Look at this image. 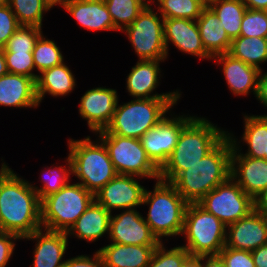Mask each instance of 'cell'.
I'll return each mask as SVG.
<instances>
[{
  "label": "cell",
  "mask_w": 267,
  "mask_h": 267,
  "mask_svg": "<svg viewBox=\"0 0 267 267\" xmlns=\"http://www.w3.org/2000/svg\"><path fill=\"white\" fill-rule=\"evenodd\" d=\"M46 38L42 33L32 51L35 69L39 73L64 62V56L55 41Z\"/></svg>",
  "instance_id": "836d02e7"
},
{
  "label": "cell",
  "mask_w": 267,
  "mask_h": 267,
  "mask_svg": "<svg viewBox=\"0 0 267 267\" xmlns=\"http://www.w3.org/2000/svg\"><path fill=\"white\" fill-rule=\"evenodd\" d=\"M180 267H203V256L189 255Z\"/></svg>",
  "instance_id": "c3c4849f"
},
{
  "label": "cell",
  "mask_w": 267,
  "mask_h": 267,
  "mask_svg": "<svg viewBox=\"0 0 267 267\" xmlns=\"http://www.w3.org/2000/svg\"><path fill=\"white\" fill-rule=\"evenodd\" d=\"M240 36L267 38V11L247 8L242 19Z\"/></svg>",
  "instance_id": "74e56055"
},
{
  "label": "cell",
  "mask_w": 267,
  "mask_h": 267,
  "mask_svg": "<svg viewBox=\"0 0 267 267\" xmlns=\"http://www.w3.org/2000/svg\"><path fill=\"white\" fill-rule=\"evenodd\" d=\"M35 82L39 105L45 94L52 97L67 96L76 85L74 74L64 62L39 73Z\"/></svg>",
  "instance_id": "83f0119b"
},
{
  "label": "cell",
  "mask_w": 267,
  "mask_h": 267,
  "mask_svg": "<svg viewBox=\"0 0 267 267\" xmlns=\"http://www.w3.org/2000/svg\"><path fill=\"white\" fill-rule=\"evenodd\" d=\"M227 133L207 118L194 116L183 127L176 147L159 170V179L171 183L182 171L207 155Z\"/></svg>",
  "instance_id": "3957f363"
},
{
  "label": "cell",
  "mask_w": 267,
  "mask_h": 267,
  "mask_svg": "<svg viewBox=\"0 0 267 267\" xmlns=\"http://www.w3.org/2000/svg\"><path fill=\"white\" fill-rule=\"evenodd\" d=\"M114 23L115 31H123L144 9L138 0H104Z\"/></svg>",
  "instance_id": "d6a6232c"
},
{
  "label": "cell",
  "mask_w": 267,
  "mask_h": 267,
  "mask_svg": "<svg viewBox=\"0 0 267 267\" xmlns=\"http://www.w3.org/2000/svg\"><path fill=\"white\" fill-rule=\"evenodd\" d=\"M180 98H133L130 102L117 103L109 126L97 134H116L140 139L149 129L154 128ZM170 109V110H169Z\"/></svg>",
  "instance_id": "5b68a950"
},
{
  "label": "cell",
  "mask_w": 267,
  "mask_h": 267,
  "mask_svg": "<svg viewBox=\"0 0 267 267\" xmlns=\"http://www.w3.org/2000/svg\"><path fill=\"white\" fill-rule=\"evenodd\" d=\"M41 201L30 182L2 162L0 168L1 231L21 239L42 228Z\"/></svg>",
  "instance_id": "6da1fadb"
},
{
  "label": "cell",
  "mask_w": 267,
  "mask_h": 267,
  "mask_svg": "<svg viewBox=\"0 0 267 267\" xmlns=\"http://www.w3.org/2000/svg\"><path fill=\"white\" fill-rule=\"evenodd\" d=\"M153 191L145 190L141 205H149L144 221L162 243L164 237L181 235L188 202L166 181L156 180Z\"/></svg>",
  "instance_id": "277c9868"
},
{
  "label": "cell",
  "mask_w": 267,
  "mask_h": 267,
  "mask_svg": "<svg viewBox=\"0 0 267 267\" xmlns=\"http://www.w3.org/2000/svg\"><path fill=\"white\" fill-rule=\"evenodd\" d=\"M219 256L226 267H255L251 251L237 250L224 246Z\"/></svg>",
  "instance_id": "ab89813d"
},
{
  "label": "cell",
  "mask_w": 267,
  "mask_h": 267,
  "mask_svg": "<svg viewBox=\"0 0 267 267\" xmlns=\"http://www.w3.org/2000/svg\"><path fill=\"white\" fill-rule=\"evenodd\" d=\"M218 17L231 40L240 36L242 19L247 7L241 0H212L208 6Z\"/></svg>",
  "instance_id": "f1b7e54d"
},
{
  "label": "cell",
  "mask_w": 267,
  "mask_h": 267,
  "mask_svg": "<svg viewBox=\"0 0 267 267\" xmlns=\"http://www.w3.org/2000/svg\"><path fill=\"white\" fill-rule=\"evenodd\" d=\"M138 1L143 5L144 8L152 7L153 3H154V5H156L159 2V0H138ZM155 1L157 2L156 4H155Z\"/></svg>",
  "instance_id": "816d5d0a"
},
{
  "label": "cell",
  "mask_w": 267,
  "mask_h": 267,
  "mask_svg": "<svg viewBox=\"0 0 267 267\" xmlns=\"http://www.w3.org/2000/svg\"><path fill=\"white\" fill-rule=\"evenodd\" d=\"M62 7L89 31H114V23L104 0H70Z\"/></svg>",
  "instance_id": "603a6c76"
},
{
  "label": "cell",
  "mask_w": 267,
  "mask_h": 267,
  "mask_svg": "<svg viewBox=\"0 0 267 267\" xmlns=\"http://www.w3.org/2000/svg\"><path fill=\"white\" fill-rule=\"evenodd\" d=\"M229 54L246 64L263 70L260 64L267 62V38L245 36L234 38Z\"/></svg>",
  "instance_id": "f546056e"
},
{
  "label": "cell",
  "mask_w": 267,
  "mask_h": 267,
  "mask_svg": "<svg viewBox=\"0 0 267 267\" xmlns=\"http://www.w3.org/2000/svg\"><path fill=\"white\" fill-rule=\"evenodd\" d=\"M0 106L36 108V82L33 78L7 73L0 77Z\"/></svg>",
  "instance_id": "7402d4cb"
},
{
  "label": "cell",
  "mask_w": 267,
  "mask_h": 267,
  "mask_svg": "<svg viewBox=\"0 0 267 267\" xmlns=\"http://www.w3.org/2000/svg\"><path fill=\"white\" fill-rule=\"evenodd\" d=\"M42 33V28L21 25L8 39L4 52H32Z\"/></svg>",
  "instance_id": "d590c367"
},
{
  "label": "cell",
  "mask_w": 267,
  "mask_h": 267,
  "mask_svg": "<svg viewBox=\"0 0 267 267\" xmlns=\"http://www.w3.org/2000/svg\"><path fill=\"white\" fill-rule=\"evenodd\" d=\"M97 139L91 141L87 136L81 140H68L72 175L93 195L117 175L106 146Z\"/></svg>",
  "instance_id": "8992f818"
},
{
  "label": "cell",
  "mask_w": 267,
  "mask_h": 267,
  "mask_svg": "<svg viewBox=\"0 0 267 267\" xmlns=\"http://www.w3.org/2000/svg\"><path fill=\"white\" fill-rule=\"evenodd\" d=\"M110 216L109 238L111 243L124 245H159L143 215L136 209L122 210Z\"/></svg>",
  "instance_id": "9a60e30c"
},
{
  "label": "cell",
  "mask_w": 267,
  "mask_h": 267,
  "mask_svg": "<svg viewBox=\"0 0 267 267\" xmlns=\"http://www.w3.org/2000/svg\"><path fill=\"white\" fill-rule=\"evenodd\" d=\"M264 244H267V217L255 209L226 227V247L253 251Z\"/></svg>",
  "instance_id": "2e32d148"
},
{
  "label": "cell",
  "mask_w": 267,
  "mask_h": 267,
  "mask_svg": "<svg viewBox=\"0 0 267 267\" xmlns=\"http://www.w3.org/2000/svg\"><path fill=\"white\" fill-rule=\"evenodd\" d=\"M157 246L110 243L98 251L105 267H147Z\"/></svg>",
  "instance_id": "cb8c5ba5"
},
{
  "label": "cell",
  "mask_w": 267,
  "mask_h": 267,
  "mask_svg": "<svg viewBox=\"0 0 267 267\" xmlns=\"http://www.w3.org/2000/svg\"><path fill=\"white\" fill-rule=\"evenodd\" d=\"M198 204L226 226L254 210V200L231 177L211 190Z\"/></svg>",
  "instance_id": "8fae6325"
},
{
  "label": "cell",
  "mask_w": 267,
  "mask_h": 267,
  "mask_svg": "<svg viewBox=\"0 0 267 267\" xmlns=\"http://www.w3.org/2000/svg\"><path fill=\"white\" fill-rule=\"evenodd\" d=\"M136 178L117 174L94 195L95 201L110 213L117 209H136L142 204L146 190Z\"/></svg>",
  "instance_id": "4fadbf2b"
},
{
  "label": "cell",
  "mask_w": 267,
  "mask_h": 267,
  "mask_svg": "<svg viewBox=\"0 0 267 267\" xmlns=\"http://www.w3.org/2000/svg\"><path fill=\"white\" fill-rule=\"evenodd\" d=\"M164 42L167 55L169 43L175 48L201 59H212L205 50L200 37L197 21L189 19H164Z\"/></svg>",
  "instance_id": "e0dca14e"
},
{
  "label": "cell",
  "mask_w": 267,
  "mask_h": 267,
  "mask_svg": "<svg viewBox=\"0 0 267 267\" xmlns=\"http://www.w3.org/2000/svg\"><path fill=\"white\" fill-rule=\"evenodd\" d=\"M231 178L254 200L267 189V160L231 155Z\"/></svg>",
  "instance_id": "d6986e66"
},
{
  "label": "cell",
  "mask_w": 267,
  "mask_h": 267,
  "mask_svg": "<svg viewBox=\"0 0 267 267\" xmlns=\"http://www.w3.org/2000/svg\"><path fill=\"white\" fill-rule=\"evenodd\" d=\"M199 1L204 7H208L212 0H197Z\"/></svg>",
  "instance_id": "db71d44e"
},
{
  "label": "cell",
  "mask_w": 267,
  "mask_h": 267,
  "mask_svg": "<svg viewBox=\"0 0 267 267\" xmlns=\"http://www.w3.org/2000/svg\"><path fill=\"white\" fill-rule=\"evenodd\" d=\"M110 216L111 213L94 200L66 232V235L67 237L72 235L87 242H95L105 233L109 234Z\"/></svg>",
  "instance_id": "484cf974"
},
{
  "label": "cell",
  "mask_w": 267,
  "mask_h": 267,
  "mask_svg": "<svg viewBox=\"0 0 267 267\" xmlns=\"http://www.w3.org/2000/svg\"><path fill=\"white\" fill-rule=\"evenodd\" d=\"M8 5V0H0V7Z\"/></svg>",
  "instance_id": "11a10c76"
},
{
  "label": "cell",
  "mask_w": 267,
  "mask_h": 267,
  "mask_svg": "<svg viewBox=\"0 0 267 267\" xmlns=\"http://www.w3.org/2000/svg\"><path fill=\"white\" fill-rule=\"evenodd\" d=\"M244 132L241 142L248 146L245 154L241 153L240 142L233 134L227 133L233 144L231 155H245L253 158H264L267 156V114L265 115H244Z\"/></svg>",
  "instance_id": "d4e9b609"
},
{
  "label": "cell",
  "mask_w": 267,
  "mask_h": 267,
  "mask_svg": "<svg viewBox=\"0 0 267 267\" xmlns=\"http://www.w3.org/2000/svg\"><path fill=\"white\" fill-rule=\"evenodd\" d=\"M116 89L96 87L87 90L80 98L79 114L87 121L90 131L97 133L105 130L112 121L117 103Z\"/></svg>",
  "instance_id": "5bb4252c"
},
{
  "label": "cell",
  "mask_w": 267,
  "mask_h": 267,
  "mask_svg": "<svg viewBox=\"0 0 267 267\" xmlns=\"http://www.w3.org/2000/svg\"><path fill=\"white\" fill-rule=\"evenodd\" d=\"M47 1L52 5V7H54L55 5L62 6L64 3H66L70 0H47Z\"/></svg>",
  "instance_id": "f5cc1de1"
},
{
  "label": "cell",
  "mask_w": 267,
  "mask_h": 267,
  "mask_svg": "<svg viewBox=\"0 0 267 267\" xmlns=\"http://www.w3.org/2000/svg\"><path fill=\"white\" fill-rule=\"evenodd\" d=\"M221 64L226 84L235 96H246L253 92L256 96L258 77L261 70L234 58L229 53L220 54L212 58Z\"/></svg>",
  "instance_id": "44dd1931"
},
{
  "label": "cell",
  "mask_w": 267,
  "mask_h": 267,
  "mask_svg": "<svg viewBox=\"0 0 267 267\" xmlns=\"http://www.w3.org/2000/svg\"><path fill=\"white\" fill-rule=\"evenodd\" d=\"M21 239L13 233L0 231V267H6L15 250V242Z\"/></svg>",
  "instance_id": "b9f144b4"
},
{
  "label": "cell",
  "mask_w": 267,
  "mask_h": 267,
  "mask_svg": "<svg viewBox=\"0 0 267 267\" xmlns=\"http://www.w3.org/2000/svg\"><path fill=\"white\" fill-rule=\"evenodd\" d=\"M258 101L267 108V72L261 70L258 77V86L256 96Z\"/></svg>",
  "instance_id": "ee69618b"
},
{
  "label": "cell",
  "mask_w": 267,
  "mask_h": 267,
  "mask_svg": "<svg viewBox=\"0 0 267 267\" xmlns=\"http://www.w3.org/2000/svg\"><path fill=\"white\" fill-rule=\"evenodd\" d=\"M117 174L159 179V169L152 163L140 139L116 134H98Z\"/></svg>",
  "instance_id": "9c48e42d"
},
{
  "label": "cell",
  "mask_w": 267,
  "mask_h": 267,
  "mask_svg": "<svg viewBox=\"0 0 267 267\" xmlns=\"http://www.w3.org/2000/svg\"><path fill=\"white\" fill-rule=\"evenodd\" d=\"M196 21L202 44L212 58L220 54L229 53L232 40L224 28H221L218 17L209 7H205L202 10L200 17Z\"/></svg>",
  "instance_id": "4316f807"
},
{
  "label": "cell",
  "mask_w": 267,
  "mask_h": 267,
  "mask_svg": "<svg viewBox=\"0 0 267 267\" xmlns=\"http://www.w3.org/2000/svg\"><path fill=\"white\" fill-rule=\"evenodd\" d=\"M248 9L252 10H266L267 0H241Z\"/></svg>",
  "instance_id": "681fc988"
},
{
  "label": "cell",
  "mask_w": 267,
  "mask_h": 267,
  "mask_svg": "<svg viewBox=\"0 0 267 267\" xmlns=\"http://www.w3.org/2000/svg\"><path fill=\"white\" fill-rule=\"evenodd\" d=\"M94 200V195L81 184L69 182L41 200L42 228L67 232Z\"/></svg>",
  "instance_id": "52a82bcc"
},
{
  "label": "cell",
  "mask_w": 267,
  "mask_h": 267,
  "mask_svg": "<svg viewBox=\"0 0 267 267\" xmlns=\"http://www.w3.org/2000/svg\"><path fill=\"white\" fill-rule=\"evenodd\" d=\"M255 267H267V244L251 251Z\"/></svg>",
  "instance_id": "f6af8a7d"
},
{
  "label": "cell",
  "mask_w": 267,
  "mask_h": 267,
  "mask_svg": "<svg viewBox=\"0 0 267 267\" xmlns=\"http://www.w3.org/2000/svg\"><path fill=\"white\" fill-rule=\"evenodd\" d=\"M67 164L66 166H55L54 168L48 167L47 171L42 174L44 178L40 180L43 182V186L39 188L38 186H34L31 184V187L36 191L38 194V198L41 201L43 198L47 197L48 195L59 191L63 188L66 184L70 182V175L72 174V165L70 161V157L68 156L65 160ZM68 167V168H67Z\"/></svg>",
  "instance_id": "1f68e13d"
},
{
  "label": "cell",
  "mask_w": 267,
  "mask_h": 267,
  "mask_svg": "<svg viewBox=\"0 0 267 267\" xmlns=\"http://www.w3.org/2000/svg\"><path fill=\"white\" fill-rule=\"evenodd\" d=\"M189 255L183 246H176L168 250L162 242L156 247L147 267H180Z\"/></svg>",
  "instance_id": "8d00e7d4"
},
{
  "label": "cell",
  "mask_w": 267,
  "mask_h": 267,
  "mask_svg": "<svg viewBox=\"0 0 267 267\" xmlns=\"http://www.w3.org/2000/svg\"><path fill=\"white\" fill-rule=\"evenodd\" d=\"M8 73L24 75L33 78L38 77L34 73L35 64L32 52H4Z\"/></svg>",
  "instance_id": "f35d334b"
},
{
  "label": "cell",
  "mask_w": 267,
  "mask_h": 267,
  "mask_svg": "<svg viewBox=\"0 0 267 267\" xmlns=\"http://www.w3.org/2000/svg\"><path fill=\"white\" fill-rule=\"evenodd\" d=\"M122 32L127 35L139 60L167 59L164 19L152 7L144 8Z\"/></svg>",
  "instance_id": "30bf717a"
},
{
  "label": "cell",
  "mask_w": 267,
  "mask_h": 267,
  "mask_svg": "<svg viewBox=\"0 0 267 267\" xmlns=\"http://www.w3.org/2000/svg\"><path fill=\"white\" fill-rule=\"evenodd\" d=\"M20 26L9 5L0 7V48H4L8 39Z\"/></svg>",
  "instance_id": "60d3db41"
},
{
  "label": "cell",
  "mask_w": 267,
  "mask_h": 267,
  "mask_svg": "<svg viewBox=\"0 0 267 267\" xmlns=\"http://www.w3.org/2000/svg\"><path fill=\"white\" fill-rule=\"evenodd\" d=\"M203 267H226L219 255L203 256Z\"/></svg>",
  "instance_id": "7dc6e473"
},
{
  "label": "cell",
  "mask_w": 267,
  "mask_h": 267,
  "mask_svg": "<svg viewBox=\"0 0 267 267\" xmlns=\"http://www.w3.org/2000/svg\"><path fill=\"white\" fill-rule=\"evenodd\" d=\"M6 59L4 55V48H0V77L7 74Z\"/></svg>",
  "instance_id": "f907efd6"
},
{
  "label": "cell",
  "mask_w": 267,
  "mask_h": 267,
  "mask_svg": "<svg viewBox=\"0 0 267 267\" xmlns=\"http://www.w3.org/2000/svg\"><path fill=\"white\" fill-rule=\"evenodd\" d=\"M158 13L163 19L179 18L197 20L205 8L197 0H159Z\"/></svg>",
  "instance_id": "e575fe53"
},
{
  "label": "cell",
  "mask_w": 267,
  "mask_h": 267,
  "mask_svg": "<svg viewBox=\"0 0 267 267\" xmlns=\"http://www.w3.org/2000/svg\"><path fill=\"white\" fill-rule=\"evenodd\" d=\"M167 115L141 138L142 147L152 163L160 170L172 154L183 127L194 117Z\"/></svg>",
  "instance_id": "7c38bea8"
},
{
  "label": "cell",
  "mask_w": 267,
  "mask_h": 267,
  "mask_svg": "<svg viewBox=\"0 0 267 267\" xmlns=\"http://www.w3.org/2000/svg\"><path fill=\"white\" fill-rule=\"evenodd\" d=\"M254 209L267 217V189L254 199Z\"/></svg>",
  "instance_id": "bcb514c9"
},
{
  "label": "cell",
  "mask_w": 267,
  "mask_h": 267,
  "mask_svg": "<svg viewBox=\"0 0 267 267\" xmlns=\"http://www.w3.org/2000/svg\"><path fill=\"white\" fill-rule=\"evenodd\" d=\"M20 25L42 28L43 14L50 11L52 5L47 0H8Z\"/></svg>",
  "instance_id": "4dcf8cb0"
},
{
  "label": "cell",
  "mask_w": 267,
  "mask_h": 267,
  "mask_svg": "<svg viewBox=\"0 0 267 267\" xmlns=\"http://www.w3.org/2000/svg\"><path fill=\"white\" fill-rule=\"evenodd\" d=\"M33 240L35 248L33 251V267H63L65 260L61 261L68 249V237L66 232L49 231L39 229L22 240Z\"/></svg>",
  "instance_id": "ffe728a7"
},
{
  "label": "cell",
  "mask_w": 267,
  "mask_h": 267,
  "mask_svg": "<svg viewBox=\"0 0 267 267\" xmlns=\"http://www.w3.org/2000/svg\"><path fill=\"white\" fill-rule=\"evenodd\" d=\"M165 60H138L136 65L131 69L126 79V89L133 98H180L181 93L179 90L166 92V93H155L159 85V76H161L160 62ZM152 94V95H151Z\"/></svg>",
  "instance_id": "ac0fdd59"
},
{
  "label": "cell",
  "mask_w": 267,
  "mask_h": 267,
  "mask_svg": "<svg viewBox=\"0 0 267 267\" xmlns=\"http://www.w3.org/2000/svg\"><path fill=\"white\" fill-rule=\"evenodd\" d=\"M233 144L228 134L198 163L182 171L171 184L188 202L198 203L231 177Z\"/></svg>",
  "instance_id": "7a4b0ae2"
},
{
  "label": "cell",
  "mask_w": 267,
  "mask_h": 267,
  "mask_svg": "<svg viewBox=\"0 0 267 267\" xmlns=\"http://www.w3.org/2000/svg\"><path fill=\"white\" fill-rule=\"evenodd\" d=\"M226 227L198 203H188L181 233L186 244L182 246L190 255H219L225 246Z\"/></svg>",
  "instance_id": "ba28073f"
},
{
  "label": "cell",
  "mask_w": 267,
  "mask_h": 267,
  "mask_svg": "<svg viewBox=\"0 0 267 267\" xmlns=\"http://www.w3.org/2000/svg\"><path fill=\"white\" fill-rule=\"evenodd\" d=\"M92 257L90 255H79L67 259L63 267H105L103 258L98 250Z\"/></svg>",
  "instance_id": "7bdbcfd3"
}]
</instances>
